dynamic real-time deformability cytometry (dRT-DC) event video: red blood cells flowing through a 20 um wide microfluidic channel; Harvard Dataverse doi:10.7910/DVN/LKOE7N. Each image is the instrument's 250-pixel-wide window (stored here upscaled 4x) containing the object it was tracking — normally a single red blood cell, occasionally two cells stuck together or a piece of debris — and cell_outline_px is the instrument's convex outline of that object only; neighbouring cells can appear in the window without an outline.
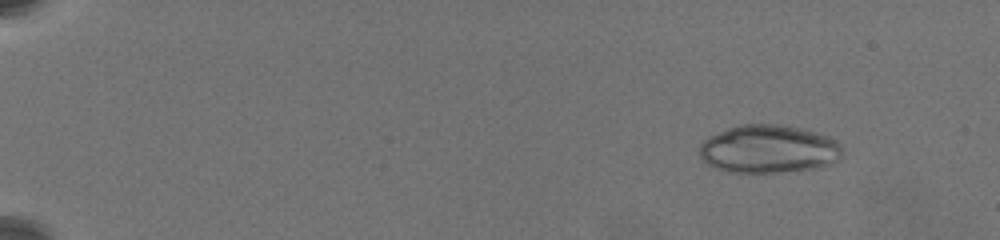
{"species": "common noctule bat (a hibernating species)", "species_latin": "Nyctalus noctula", "temperature_condition": "warm", "stored_images_in_passage": 41, "camera_frame_rate_fps": 3000, "um_per_image_px": 0.085, "animal": {"sex": "female", "body_mass_g": 19.5, "forearm_length_mm": 54.1}, "frame": {"image": 1, "passage_image": 7, "time_ms": 2.333, "image_size_px": [1000, 240], "cell_outline_px": [[840, 160], [832, 164], [812, 168], [776, 172], [728, 172], [716, 168], [708, 164], [700, 156], [700, 144], [708, 136], [728, 128], [740, 124], [780, 124], [800, 128], [836, 140], [840, 144]], "centroid_in_image_um": [65.3, 12.66], "position_along_channel_um": 19.7, "area_um2": 39.71}}
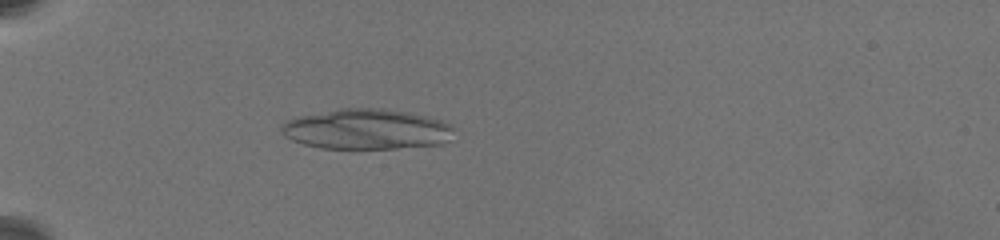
{"frame": {"image": 2, "passage_image": 19, "time_ms": 7.0, "image_size_px": [1000, 240], "cell_outline_px": [[456, 128], [448, 140], [444, 144], [396, 148], [320, 148], [304, 144], [292, 140], [284, 136], [280, 128], [280, 124], [284, 120], [300, 116], [340, 108], [384, 108], [408, 112], [440, 120], [452, 124]], "centroid_in_image_um": [31.15, 10.98], "position_along_channel_um": 53.8, "area_um2": 40.75}}
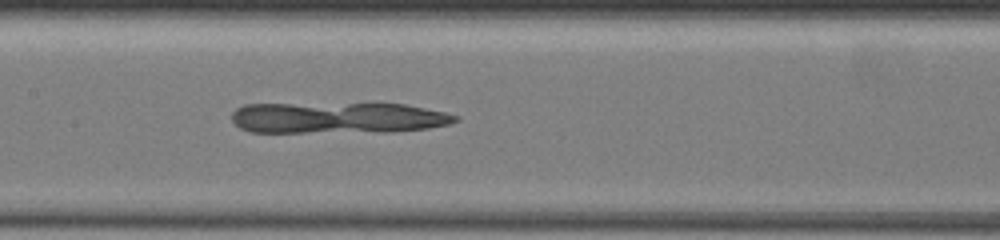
{"frame": {"image": 3, "passage_image": 40, "time_ms": 11.333, "image_size_px": [1000, 240], "cell_outline_px": [[460, 120], [448, 124], [428, 128], [392, 132], [252, 132], [240, 128], [232, 120], [232, 112], [236, 108], [244, 104], [404, 104], [444, 112], [460, 116]], "centroid_in_image_um": [28.72, 10.02], "position_along_channel_um": 178.7, "area_um2": 40.63}}